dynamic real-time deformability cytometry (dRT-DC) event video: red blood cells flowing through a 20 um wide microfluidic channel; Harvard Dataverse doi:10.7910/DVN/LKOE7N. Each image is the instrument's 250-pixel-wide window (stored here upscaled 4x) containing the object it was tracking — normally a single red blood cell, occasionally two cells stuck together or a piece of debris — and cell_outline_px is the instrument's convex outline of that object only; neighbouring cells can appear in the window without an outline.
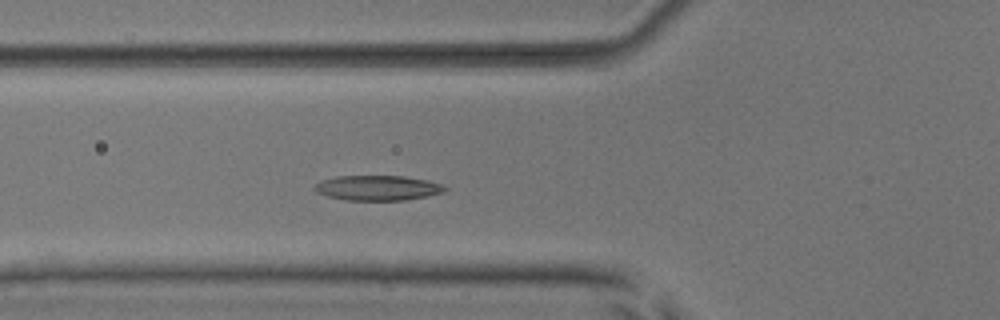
{"species": "common noctule bat (a hibernating species)", "species_latin": "Nyctalus noctula", "temperature_condition": "room temperature", "stored_images_in_passage": 5, "camera_frame_rate_fps": 3000, "um_per_image_px": 0.085, "animal": {"sex": "male", "body_mass_g": 17.9, "forearm_length_mm": 54.2}, "frame": {"image": 1, "passage_image": 5, "time_ms": 4.667, "image_size_px": [1000, 320], "cell_outline_px": [[448, 188], [444, 192], [428, 196], [404, 200], [344, 200], [328, 196], [316, 192], [312, 188], [320, 180], [336, 176], [404, 176], [428, 180], [444, 184]], "centroid_in_image_um": [32.11, 15.97], "position_along_channel_um": 93.7, "area_um2": 19.19}}